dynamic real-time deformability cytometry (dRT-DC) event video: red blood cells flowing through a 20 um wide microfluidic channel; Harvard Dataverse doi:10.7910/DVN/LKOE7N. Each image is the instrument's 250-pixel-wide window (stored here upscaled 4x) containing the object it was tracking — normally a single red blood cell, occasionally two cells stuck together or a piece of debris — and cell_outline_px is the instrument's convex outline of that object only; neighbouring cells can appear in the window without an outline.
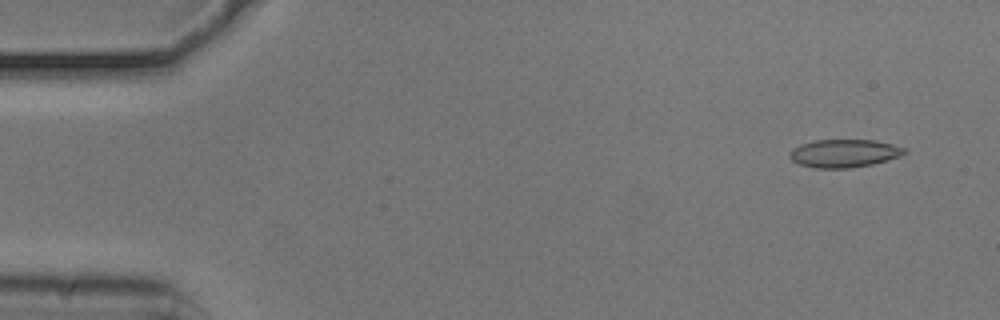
{"species": "common noctule bat (a hibernating species)", "species_latin": "Nyctalus noctula", "temperature_condition": "cold", "stored_images_in_passage": 26, "camera_frame_rate_fps": 3000, "um_per_image_px": 0.085, "animal": {"sex": "male", "body_mass_g": 20.5, "forearm_length_mm": 52.5}, "frame": {"image": 1, "passage_image": 4, "time_ms": 1.0, "image_size_px": [1000, 320], "cell_outline_px": [[908, 152], [900, 156], [872, 164], [848, 168], [812, 168], [800, 164], [792, 160], [788, 156], [792, 148], [800, 144], [816, 140], [876, 140], [908, 148]], "centroid_in_image_um": [71.76, 13.03], "position_along_channel_um": 13.2, "area_um2": 18.84}}
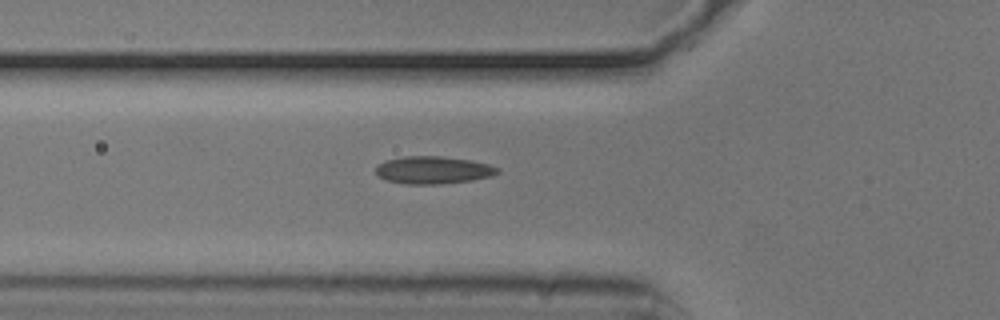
{"frame": {"image": 2, "passage_image": 19, "time_ms": 6.0, "image_size_px": [1000, 320], "cell_outline_px": [[500, 172], [492, 176], [472, 180], [440, 184], [404, 184], [388, 180], [380, 176], [376, 172], [376, 164], [388, 160], [404, 156], [440, 156], [472, 160], [488, 164], [500, 168]], "centroid_in_image_um": [36.85, 14.45], "position_along_channel_um": 88.9, "area_um2": 19.54}}
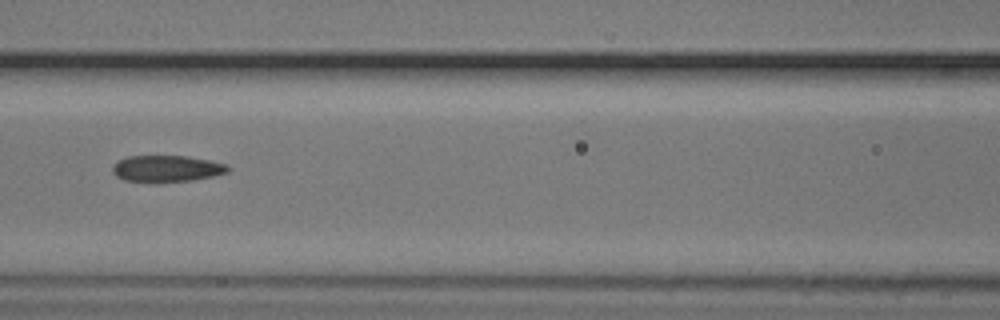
{"frame": {"image": 3, "passage_image": 24, "time_ms": 7.667, "image_size_px": [1000, 320], "cell_outline_px": [[232, 168], [228, 172], [212, 176], [192, 180], [124, 180], [116, 176], [112, 172], [112, 168], [120, 160], [128, 156], [188, 156], [228, 164]], "centroid_in_image_um": [14.23, 14.3], "position_along_channel_um": 152.4, "area_um2": 17.22}}